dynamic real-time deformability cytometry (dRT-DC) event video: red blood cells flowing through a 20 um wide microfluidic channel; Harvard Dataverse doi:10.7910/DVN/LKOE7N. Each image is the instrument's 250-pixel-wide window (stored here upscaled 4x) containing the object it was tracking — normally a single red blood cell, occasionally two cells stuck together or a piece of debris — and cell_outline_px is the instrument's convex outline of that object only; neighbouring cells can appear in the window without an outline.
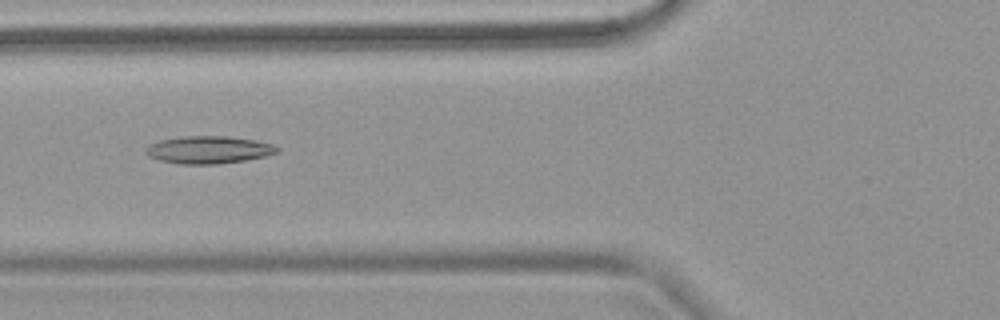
{"species": "common noctule bat (a hibernating species)", "species_latin": "Nyctalus noctula", "temperature_condition": "warm", "stored_images_in_passage": 8, "camera_frame_rate_fps": 3000, "um_per_image_px": 0.085, "animal": {"sex": "female", "body_mass_g": 18.4}, "frame": {"image": 1, "passage_image": 5, "time_ms": 5.667, "image_size_px": [1000, 320], "cell_outline_px": [[280, 152], [264, 156], [244, 160], [216, 164], [180, 164], [160, 160], [148, 156], [144, 152], [144, 148], [160, 140], [184, 136], [228, 136], [256, 140], [276, 144], [280, 148]], "centroid_in_image_um": [17.77, 12.72], "position_along_channel_um": 108.0, "area_um2": 21.15}}
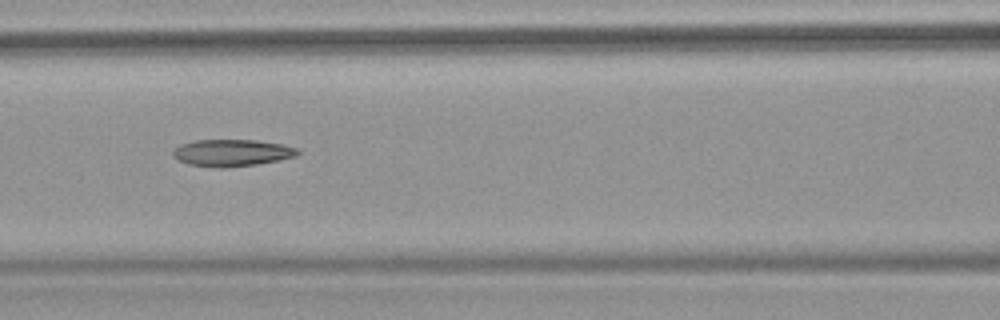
{"frame": {"image": 2, "passage_image": 6, "time_ms": 6.667, "image_size_px": [1000, 320], "cell_outline_px": [[300, 152], [296, 156], [256, 164], [224, 168], [220, 168], [188, 164], [176, 160], [172, 156], [172, 152], [180, 144], [196, 140], [256, 140], [280, 144], [296, 148]], "centroid_in_image_um": [19.65, 12.99], "position_along_channel_um": 146.9, "area_um2": 19.42}}
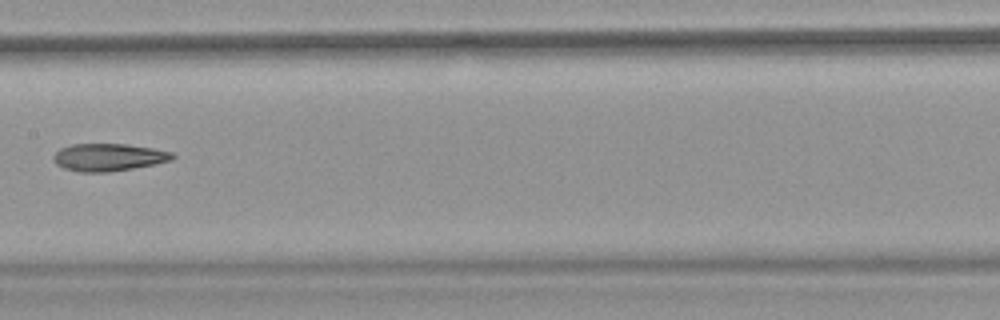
{"frame": {"image": 3, "passage_image": 7, "time_ms": 8.0, "image_size_px": [1000, 320], "cell_outline_px": [[176, 156], [172, 160], [156, 164], [108, 172], [80, 172], [64, 168], [56, 164], [52, 160], [52, 156], [60, 148], [72, 144], [124, 144], [152, 148], [172, 152]], "centroid_in_image_um": [9.21, 13.37], "position_along_channel_um": 198.2, "area_um2": 19.07}}